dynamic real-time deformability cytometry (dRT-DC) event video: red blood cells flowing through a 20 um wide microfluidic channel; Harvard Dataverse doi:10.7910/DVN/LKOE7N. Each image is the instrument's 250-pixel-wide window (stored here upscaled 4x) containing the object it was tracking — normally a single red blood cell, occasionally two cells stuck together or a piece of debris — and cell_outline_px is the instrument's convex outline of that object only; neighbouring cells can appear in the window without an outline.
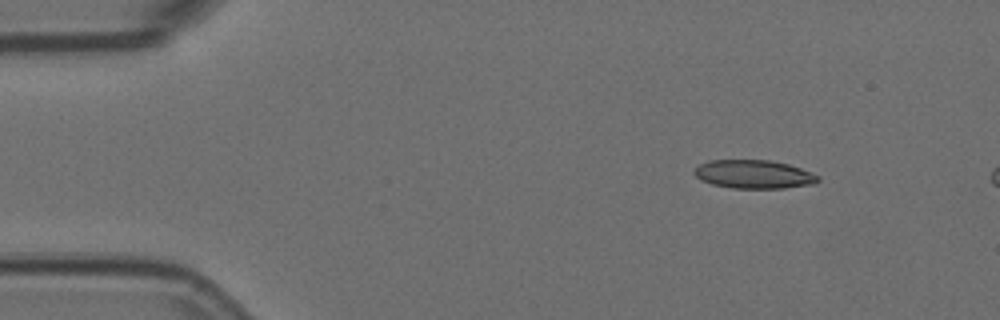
{"species": "Egyptian fruit bat (a non-hibernating species)", "species_latin": "Rousettus aegyptiacus", "temperature_condition": "room temperature", "stored_images_in_passage": 6, "segment_of_instrument_passage": [2, 2], "camera_frame_rate_fps": 3000, "um_per_image_px": 0.085, "animal": {"sex": "female"}, "frame": {"image": 1, "passage_image": 6, "time_ms": 1.667, "image_size_px": [1000, 320], "cell_outline_px": [[820, 180], [816, 184], [784, 188], [732, 188], [712, 184], [700, 180], [692, 172], [700, 164], [708, 160], [768, 160], [788, 164], [800, 168], [820, 176]], "centroid_in_image_um": [64.08, 14.82], "position_along_channel_um": 20.9, "area_um2": 20.63}}